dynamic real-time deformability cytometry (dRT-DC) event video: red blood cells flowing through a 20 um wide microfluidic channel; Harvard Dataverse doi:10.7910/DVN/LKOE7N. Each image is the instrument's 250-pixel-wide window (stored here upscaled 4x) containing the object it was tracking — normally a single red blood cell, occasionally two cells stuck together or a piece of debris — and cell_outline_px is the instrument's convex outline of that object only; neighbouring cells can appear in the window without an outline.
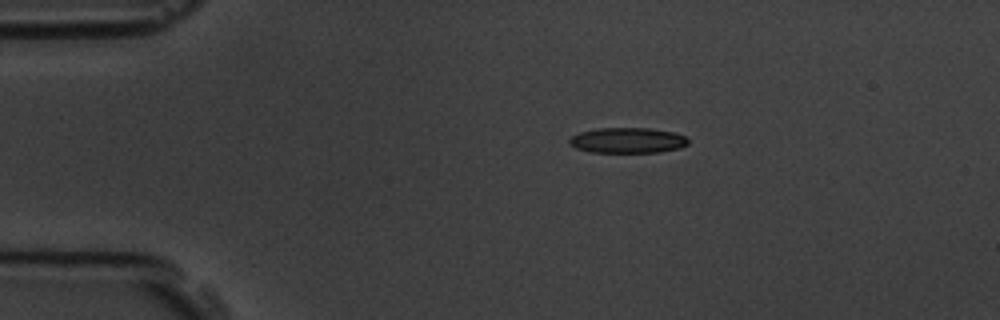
{"species": "common noctule bat (a hibernating species)", "species_latin": "Nyctalus noctula", "temperature_condition": "room temperature", "stored_images_in_passage": 5, "camera_frame_rate_fps": 3000, "um_per_image_px": 0.085, "animal": {"sex": "male", "body_mass_g": 19.5, "forearm_length_mm": 54.6}, "frame": {"image": 1, "passage_image": 1, "time_ms": 0.0, "image_size_px": [1000, 320], "cell_outline_px": [[688, 144], [680, 148], [660, 152], [588, 152], [576, 148], [568, 144], [568, 140], [572, 136], [580, 132], [596, 128], [648, 128], [676, 132], [684, 136], [688, 140]], "centroid_in_image_um": [53.33, 11.93], "position_along_channel_um": 31.7, "area_um2": 17.74}}
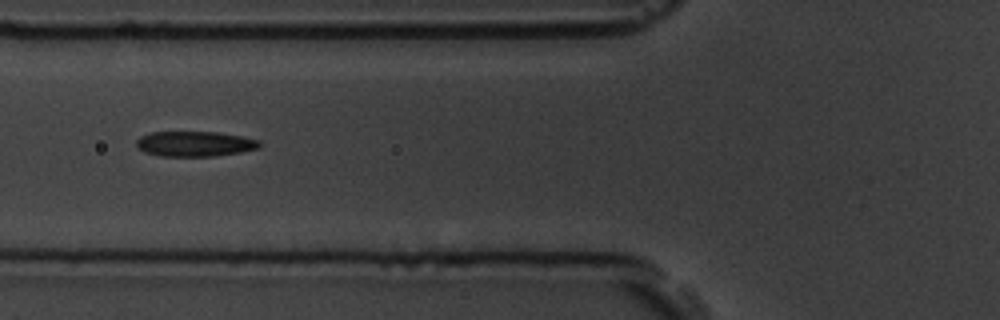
{"frame": {"image": 2, "passage_image": 4, "time_ms": 3.333, "image_size_px": [1000, 320], "cell_outline_px": [[260, 148], [240, 152], [216, 156], [160, 156], [144, 152], [136, 148], [136, 140], [140, 136], [152, 132], [216, 132], [240, 136], [260, 140]], "centroid_in_image_um": [16.53, 12.23], "position_along_channel_um": 109.3, "area_um2": 18.15}}
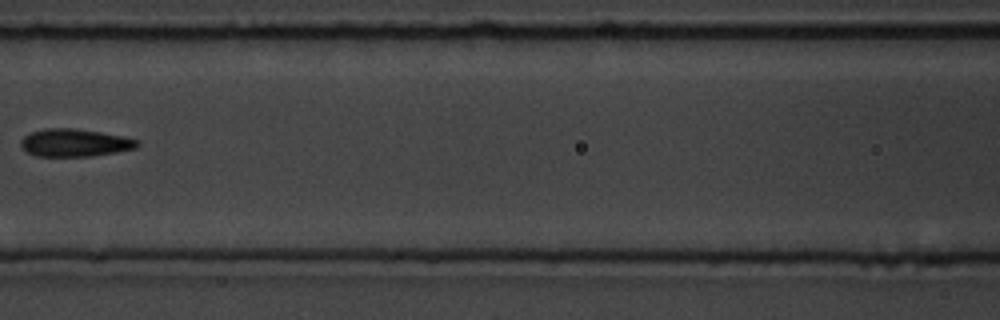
{"frame": {"image": 3, "passage_image": 5, "time_ms": 4.667, "image_size_px": [1000, 320], "cell_outline_px": [[140, 144], [136, 148], [116, 152], [88, 156], [36, 156], [20, 148], [20, 140], [24, 136], [32, 132], [44, 128], [68, 128], [96, 132], [120, 136], [140, 140]], "centroid_in_image_um": [6.31, 12.14], "position_along_channel_um": 160.3, "area_um2": 18.55}}